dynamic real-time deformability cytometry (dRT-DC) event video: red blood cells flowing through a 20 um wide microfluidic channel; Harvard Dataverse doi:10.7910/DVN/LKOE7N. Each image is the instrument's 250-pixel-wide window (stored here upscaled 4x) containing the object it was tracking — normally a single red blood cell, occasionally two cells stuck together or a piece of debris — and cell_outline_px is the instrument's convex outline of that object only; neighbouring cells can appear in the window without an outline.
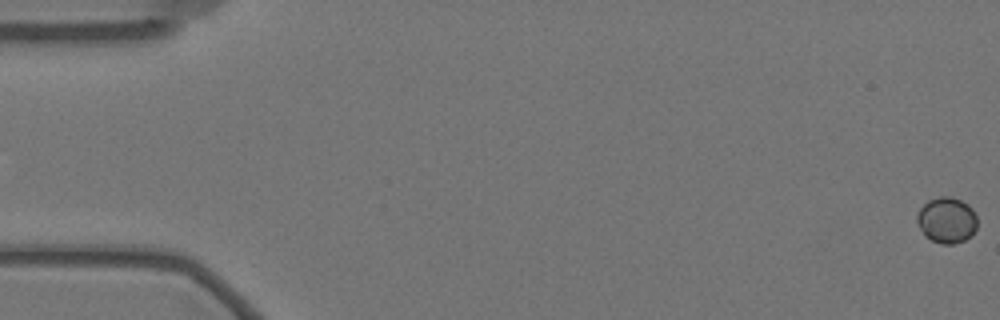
{"species": "Egyptian fruit bat (a non-hibernating species)", "species_latin": "Rousettus aegyptiacus", "temperature_condition": "warm", "stored_images_in_passage": 16, "camera_frame_rate_fps": 3000, "um_per_image_px": 0.085, "animal": {"sex": "female"}, "frame": {"image": 1, "passage_image": 1, "time_ms": 0.0, "image_size_px": [1000, 320], "cell_outline_px": [[976, 228], [972, 236], [964, 240], [952, 244], [940, 244], [924, 236], [916, 224], [916, 216], [920, 208], [928, 200], [940, 196], [952, 196], [968, 204], [972, 208], [976, 216]], "centroid_in_image_um": [80.45, 18.71], "position_along_channel_um": 4.6, "area_um2": 16.36}}